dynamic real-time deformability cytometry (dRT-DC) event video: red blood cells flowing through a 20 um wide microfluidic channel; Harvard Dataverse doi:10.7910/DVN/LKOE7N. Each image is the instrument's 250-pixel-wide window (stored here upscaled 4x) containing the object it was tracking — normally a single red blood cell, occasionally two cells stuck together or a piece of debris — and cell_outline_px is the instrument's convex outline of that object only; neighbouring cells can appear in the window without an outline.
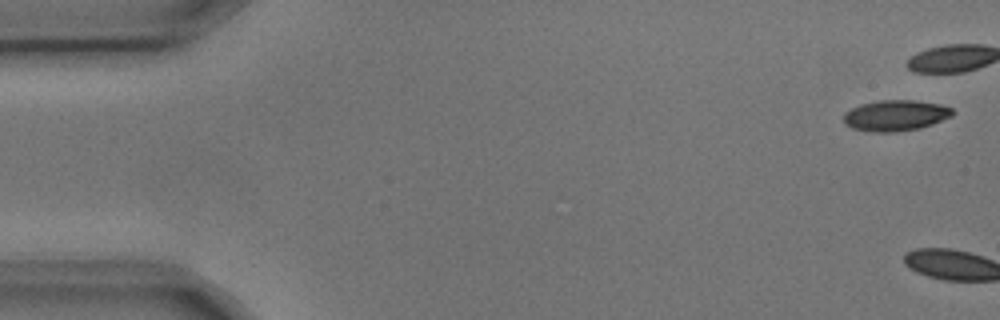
{"species": "common noctule bat (a hibernating species)", "species_latin": "Nyctalus noctula", "temperature_condition": "cold", "stored_images_in_passage": 6, "camera_frame_rate_fps": 3000, "um_per_image_px": 0.085, "animal": {"sex": "male", "body_mass_g": 17.9, "forearm_length_mm": 54.2}, "frame": {"image": 1, "passage_image": 1, "time_ms": 0.0, "image_size_px": [1000, 320], "cell_outline_px": [[952, 116], [932, 124], [920, 128], [896, 132], [876, 132], [852, 128], [844, 124], [844, 112], [860, 104], [876, 100], [916, 100], [940, 104], [952, 108]], "centroid_in_image_um": [76.1, 9.81], "position_along_channel_um": 8.9, "area_um2": 19.65}}